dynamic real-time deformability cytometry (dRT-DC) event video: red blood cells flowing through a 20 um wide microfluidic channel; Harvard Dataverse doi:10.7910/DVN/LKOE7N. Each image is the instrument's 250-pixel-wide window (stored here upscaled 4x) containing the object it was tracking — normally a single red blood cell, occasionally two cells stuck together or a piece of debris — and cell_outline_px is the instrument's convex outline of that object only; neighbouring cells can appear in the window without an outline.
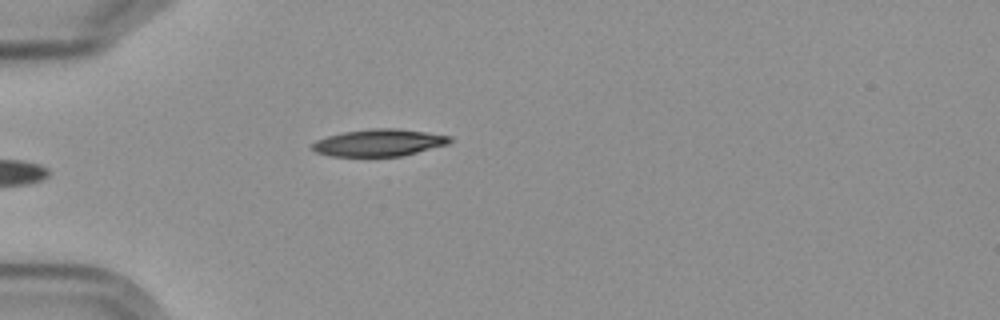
{"species": "Egyptian fruit bat (a non-hibernating species)", "species_latin": "Rousettus aegyptiacus", "temperature_condition": "cold", "stored_images_in_passage": 7, "camera_frame_rate_fps": 3000, "um_per_image_px": 0.085, "frame": {"image": 1, "passage_image": 6, "time_ms": 7.0, "image_size_px": [1000, 320], "cell_outline_px": [[452, 140], [448, 144], [400, 156], [332, 156], [316, 152], [312, 148], [312, 144], [316, 140], [328, 136], [344, 132], [372, 128], [396, 128], [452, 136]], "centroid_in_image_um": [32.21, 12.12], "position_along_channel_um": 52.8, "area_um2": 21.44}}